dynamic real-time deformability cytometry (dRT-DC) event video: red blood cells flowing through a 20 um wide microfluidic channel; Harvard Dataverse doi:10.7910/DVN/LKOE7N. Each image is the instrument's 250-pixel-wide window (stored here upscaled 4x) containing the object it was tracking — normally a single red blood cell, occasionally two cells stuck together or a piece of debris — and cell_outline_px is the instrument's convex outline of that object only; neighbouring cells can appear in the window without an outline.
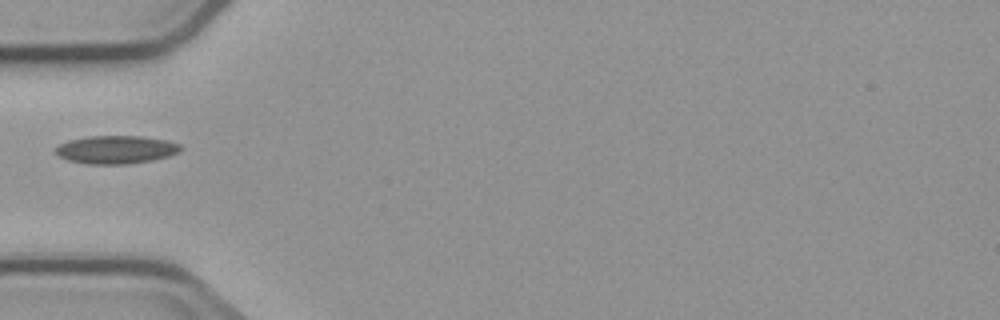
{"species": "common noctule bat (a hibernating species)", "species_latin": "Nyctalus noctula", "temperature_condition": "cold", "stored_images_in_passage": 6, "camera_frame_rate_fps": 3000, "um_per_image_px": 0.085, "animal": {"sex": "male", "body_mass_g": 23.1, "forearm_length_mm": 52.7}, "frame": {"image": 1, "passage_image": 6, "time_ms": 5.667, "image_size_px": [1000, 320], "cell_outline_px": [[180, 152], [168, 156], [152, 160], [128, 164], [88, 164], [68, 160], [60, 156], [56, 152], [56, 148], [60, 144], [68, 140], [88, 136], [140, 136], [164, 140], [180, 144]], "centroid_in_image_um": [9.86, 12.72], "position_along_channel_um": 75.1, "area_um2": 20.29}}